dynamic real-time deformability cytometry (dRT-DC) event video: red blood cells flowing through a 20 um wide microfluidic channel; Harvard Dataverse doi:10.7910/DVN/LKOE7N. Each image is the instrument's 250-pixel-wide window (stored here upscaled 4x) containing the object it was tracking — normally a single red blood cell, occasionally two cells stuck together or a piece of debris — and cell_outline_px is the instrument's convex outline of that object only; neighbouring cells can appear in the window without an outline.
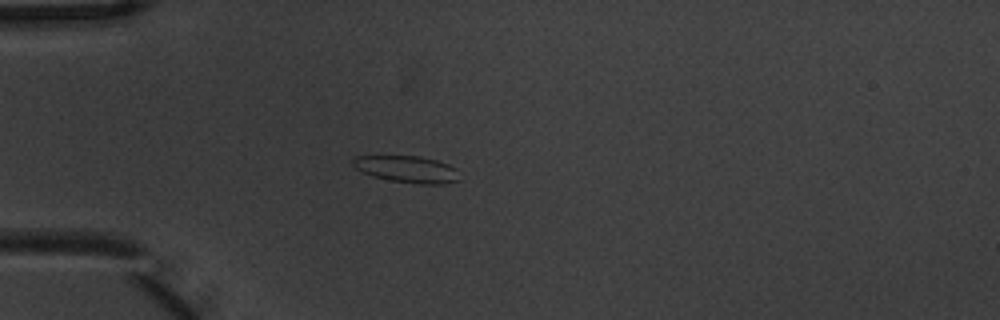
{"species": "common noctule bat (a hibernating species)", "species_latin": "Nyctalus noctula", "temperature_condition": "warm", "stored_images_in_passage": 6, "camera_frame_rate_fps": 3000, "um_per_image_px": 0.085, "animal": {"sex": "male", "body_mass_g": 20.1, "forearm_length_mm": 53.5}, "frame": {"image": 1, "passage_image": 5, "time_ms": 1.333, "image_size_px": [1000, 320], "cell_outline_px": [[460, 180], [444, 184], [420, 184], [388, 180], [372, 176], [356, 168], [352, 164], [352, 160], [356, 156], [420, 156], [436, 160], [448, 164], [456, 168]], "centroid_in_image_um": [34.62, 14.38], "position_along_channel_um": 50.4, "area_um2": 16.65}}